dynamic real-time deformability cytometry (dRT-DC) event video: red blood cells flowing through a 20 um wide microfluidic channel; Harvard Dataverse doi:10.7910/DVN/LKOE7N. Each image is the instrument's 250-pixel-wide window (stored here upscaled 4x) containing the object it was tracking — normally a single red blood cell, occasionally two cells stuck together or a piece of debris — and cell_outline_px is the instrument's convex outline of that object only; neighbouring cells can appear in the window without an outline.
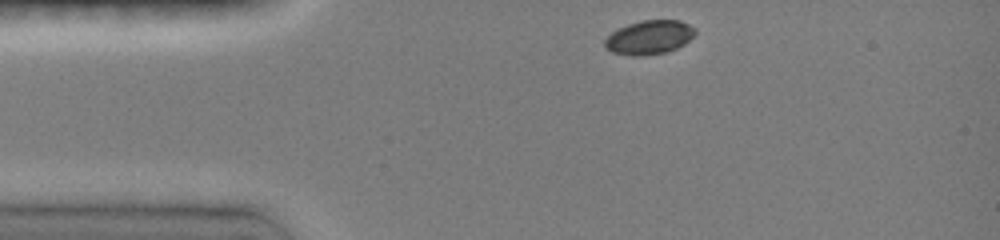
{"species": "common noctule bat (a hibernating species)", "species_latin": "Nyctalus noctula", "temperature_condition": "room temperature", "stored_images_in_passage": 3, "camera_frame_rate_fps": 3000, "um_per_image_px": 0.085, "animal": {"sex": "female", "body_mass_g": 19.0, "forearm_length_mm": 51.5}, "frame": {"image": 1, "passage_image": 1, "time_ms": 0.0, "image_size_px": [1000, 240], "cell_outline_px": [[696, 32], [684, 44], [668, 52], [644, 56], [632, 56], [612, 52], [604, 48], [604, 40], [612, 32], [628, 24], [640, 20], [680, 20], [696, 28]], "centroid_in_image_um": [55.17, 3.18], "position_along_channel_um": 29.8, "area_um2": 17.98}}